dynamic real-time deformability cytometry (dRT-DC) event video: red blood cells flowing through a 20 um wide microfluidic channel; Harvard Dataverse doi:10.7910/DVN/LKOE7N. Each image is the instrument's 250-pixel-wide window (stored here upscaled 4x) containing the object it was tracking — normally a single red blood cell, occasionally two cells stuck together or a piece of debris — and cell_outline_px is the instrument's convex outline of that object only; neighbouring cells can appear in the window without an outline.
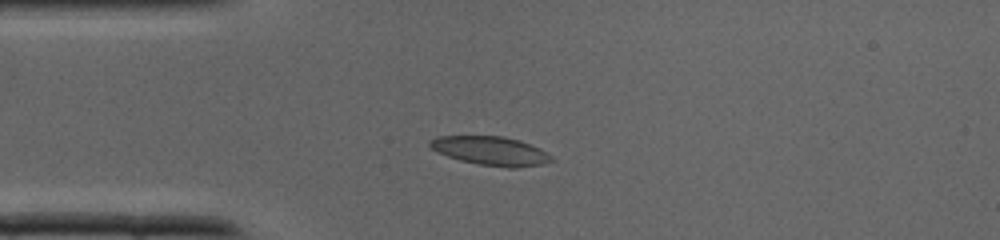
{"species": "common noctule bat (a hibernating species)", "species_latin": "Nyctalus noctula", "temperature_condition": "cold", "stored_images_in_passage": 35, "camera_frame_rate_fps": 3000, "um_per_image_px": 0.085, "animal": {"sex": "male", "body_mass_g": 19.0, "forearm_length_mm": 50.8}, "frame": {"image": 1, "passage_image": 7, "time_ms": 2.0, "image_size_px": [1000, 240], "cell_outline_px": [[552, 160], [544, 164], [516, 168], [508, 168], [480, 164], [460, 160], [448, 156], [432, 148], [428, 144], [428, 140], [436, 136], [504, 136], [520, 140], [540, 148], [552, 156]], "centroid_in_image_um": [41.73, 12.82], "position_along_channel_um": 43.3, "area_um2": 20.4}}
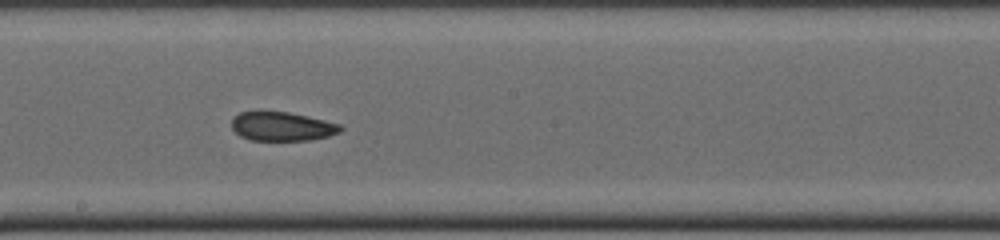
{"frame": {"image": 2, "passage_image": 18, "time_ms": 5.667, "image_size_px": [1000, 240], "cell_outline_px": [[344, 128], [340, 132], [328, 136], [308, 140], [252, 140], [240, 136], [232, 128], [232, 120], [240, 112], [288, 112], [308, 116], [340, 124]], "centroid_in_image_um": [24.0, 10.75], "position_along_channel_um": 224.2, "area_um2": 18.15}}
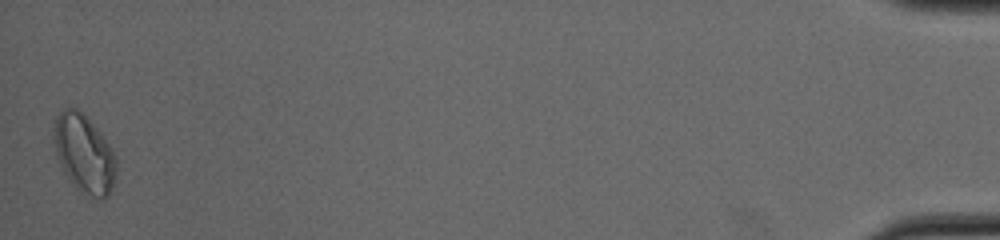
{"frame": {"image": 3, "passage_image": 35, "time_ms": 11.333, "image_size_px": [1000, 240], "cell_outline_px": [[116, 168], [112, 192], [104, 200], [100, 200], [84, 196], [76, 188], [64, 172], [56, 156], [52, 136], [52, 132], [56, 116], [64, 108], [72, 104], [100, 132], [112, 148], [116, 160]], "centroid_in_image_um": [7.14, 13.1], "position_along_channel_um": 428.1, "area_um2": 28.96}}